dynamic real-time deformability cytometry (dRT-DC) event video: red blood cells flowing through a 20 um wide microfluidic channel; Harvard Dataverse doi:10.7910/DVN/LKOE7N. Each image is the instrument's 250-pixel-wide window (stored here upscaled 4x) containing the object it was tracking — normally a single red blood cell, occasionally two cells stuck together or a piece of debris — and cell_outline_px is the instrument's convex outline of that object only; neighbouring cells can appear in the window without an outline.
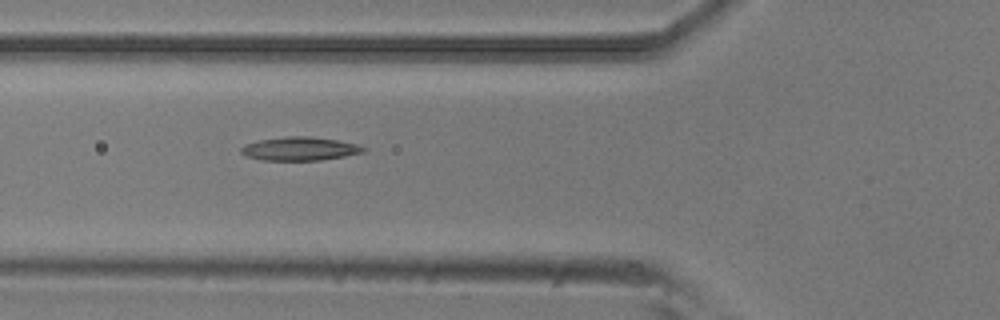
{"species": "common noctule bat (a hibernating species)", "species_latin": "Nyctalus noctula", "temperature_condition": "room temperature", "stored_images_in_passage": 35, "camera_frame_rate_fps": 3000, "um_per_image_px": 0.085, "animal": {"sex": "male", "body_mass_g": 20.5, "forearm_length_mm": 52.5}, "frame": {"image": 1, "passage_image": 9, "time_ms": 2.667, "image_size_px": [1000, 320], "cell_outline_px": [[368, 148], [364, 152], [344, 156], [320, 160], [260, 160], [248, 156], [240, 152], [240, 148], [244, 144], [256, 140], [288, 136], [308, 136], [336, 140], [360, 144]], "centroid_in_image_um": [25.48, 12.63], "position_along_channel_um": 100.3, "area_um2": 16.88}}
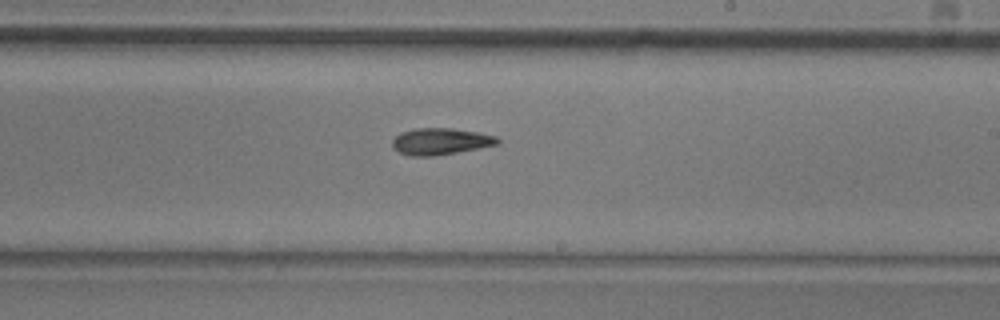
{"frame": {"image": 2, "passage_image": 21, "time_ms": 6.667, "image_size_px": [1000, 320], "cell_outline_px": [[500, 144], [456, 152], [432, 156], [412, 156], [400, 152], [392, 148], [392, 140], [400, 132], [412, 128], [452, 128], [480, 132], [496, 136], [500, 140]], "centroid_in_image_um": [37.44, 12.0], "position_along_channel_um": 251.6, "area_um2": 16.42}}
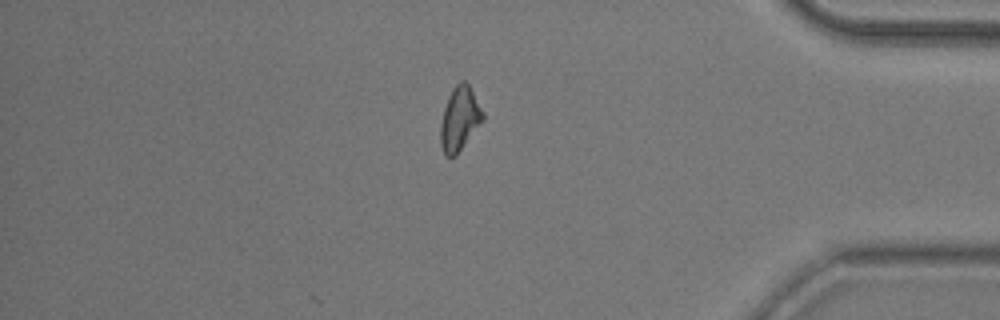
{"frame": {"image": 3, "passage_image": 35, "time_ms": 11.333, "image_size_px": [1000, 320], "cell_outline_px": [[484, 120], [456, 156], [444, 156], [440, 144], [440, 124], [444, 108], [448, 96], [452, 88], [460, 80], [464, 80], [468, 84], [484, 112]], "centroid_in_image_um": [39.06, 10.11], "position_along_channel_um": 396.1, "area_um2": 15.95}, "authors_computed_cell_mechanics": {"area_um2": 15.9528, "velocity_mm_per_s": 3.761, "shape_relaxation_time_tau1_ms": 11.0023, "shape_relaxation_time_tau2_ms": null, "deformation_change_tau1": 0.2111, "deformation_change_tau2": null}}